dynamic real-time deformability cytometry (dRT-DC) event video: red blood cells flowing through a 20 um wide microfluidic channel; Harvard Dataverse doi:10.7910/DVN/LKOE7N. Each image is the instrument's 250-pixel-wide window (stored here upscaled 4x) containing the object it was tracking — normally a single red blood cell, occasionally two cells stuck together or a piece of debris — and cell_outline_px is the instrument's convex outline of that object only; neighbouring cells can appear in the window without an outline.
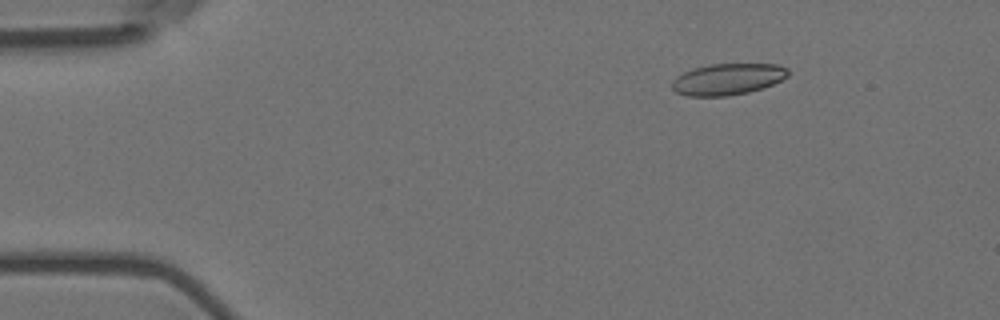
{"species": "Egyptian fruit bat (a non-hibernating species)", "species_latin": "Rousettus aegyptiacus", "temperature_condition": "room temperature", "stored_images_in_passage": 9, "camera_frame_rate_fps": 3000, "um_per_image_px": 0.085, "animal": {"sex": "female"}, "frame": {"image": 1, "passage_image": 3, "time_ms": 0.667, "image_size_px": [1000, 320], "cell_outline_px": [[788, 76], [772, 84], [748, 92], [728, 96], [688, 96], [676, 92], [672, 88], [672, 80], [676, 76], [692, 68], [712, 64], [776, 64], [788, 68]], "centroid_in_image_um": [61.82, 6.73], "position_along_channel_um": 23.2, "area_um2": 21.15}}
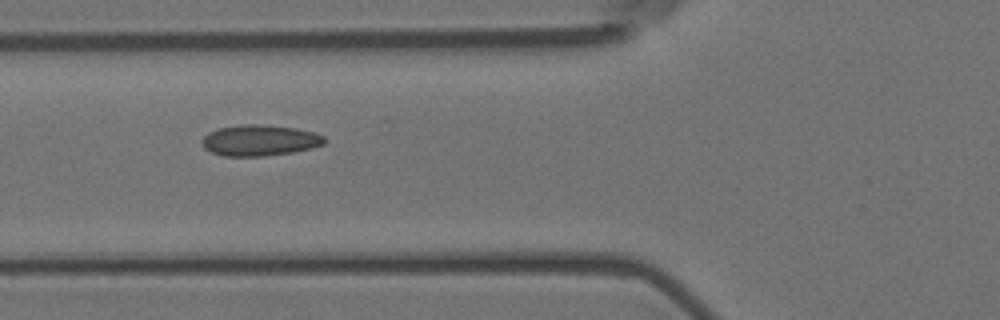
{"frame": {"image": 2, "passage_image": 7, "time_ms": 2.0, "image_size_px": [1000, 320], "cell_outline_px": [[328, 140], [324, 144], [292, 152], [264, 156], [224, 156], [212, 152], [204, 148], [200, 140], [208, 132], [216, 128], [240, 124], [260, 124], [296, 128], [312, 132], [324, 136]], "centroid_in_image_um": [22.03, 11.92], "position_along_channel_um": 103.8, "area_um2": 22.2}}
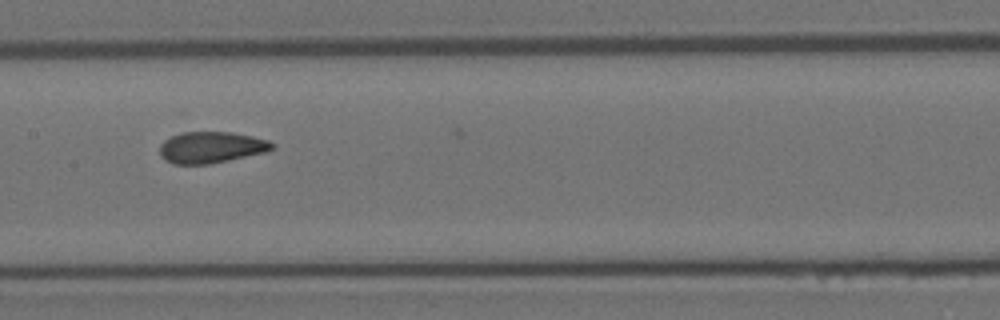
{"frame": {"image": 3, "passage_image": 9, "time_ms": 2.667, "image_size_px": [1000, 320], "cell_outline_px": [[276, 148], [264, 152], [228, 160], [208, 164], [172, 164], [164, 160], [160, 156], [160, 144], [164, 140], [172, 136], [184, 132], [232, 132], [252, 136], [268, 140], [276, 144]], "centroid_in_image_um": [17.95, 12.52], "position_along_channel_um": 189.5, "area_um2": 20.58}}